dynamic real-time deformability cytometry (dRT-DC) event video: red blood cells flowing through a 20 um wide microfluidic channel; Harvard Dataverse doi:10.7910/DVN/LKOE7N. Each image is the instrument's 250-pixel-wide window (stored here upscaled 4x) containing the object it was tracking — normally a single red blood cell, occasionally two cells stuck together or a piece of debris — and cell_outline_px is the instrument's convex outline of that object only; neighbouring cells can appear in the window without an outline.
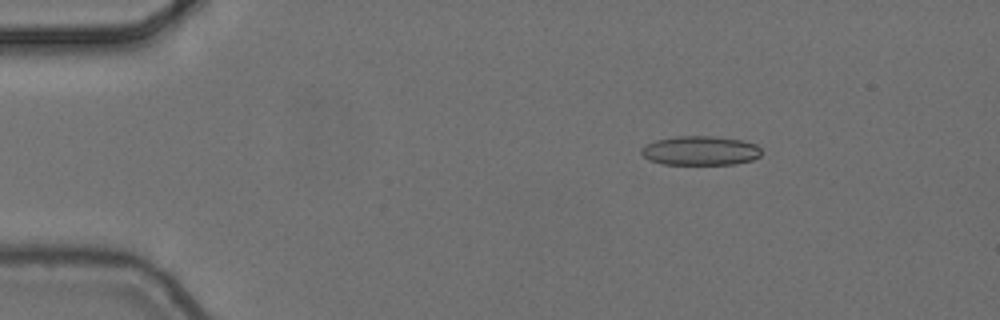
{"species": "common noctule bat (a hibernating species)", "species_latin": "Nyctalus noctula", "temperature_condition": "cold", "stored_images_in_passage": 3, "camera_frame_rate_fps": 3000, "um_per_image_px": 0.085, "animal": {"sex": "female", "body_mass_g": 24.6, "forearm_length_mm": 56.2}, "frame": {"image": 1, "passage_image": 1, "time_ms": 0.0, "image_size_px": [1000, 320], "cell_outline_px": [[760, 156], [752, 160], [736, 164], [664, 164], [648, 160], [640, 152], [640, 148], [656, 140], [676, 136], [716, 136], [740, 140], [756, 144], [760, 148]], "centroid_in_image_um": [59.52, 12.8], "position_along_channel_um": 25.5, "area_um2": 20.46}}
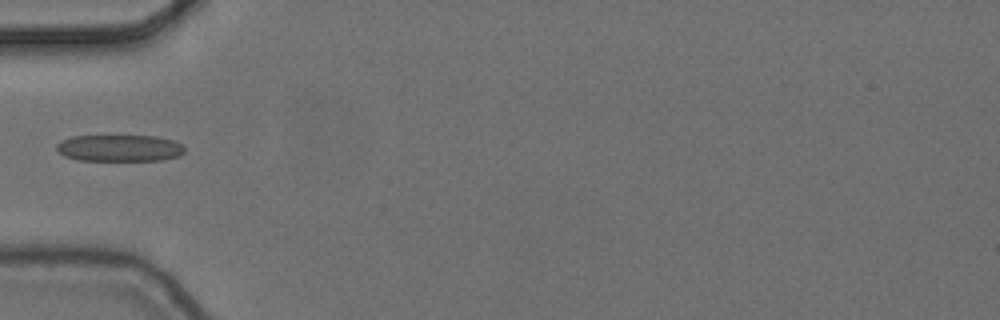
{"frame": {"image": 2, "passage_image": 3, "time_ms": 0.667, "image_size_px": [1000, 320], "cell_outline_px": [[184, 152], [180, 156], [164, 160], [80, 160], [64, 156], [56, 148], [56, 144], [60, 140], [72, 136], [156, 136], [172, 140], [180, 144], [184, 148]], "centroid_in_image_um": [10.15, 12.58], "position_along_channel_um": 74.8, "area_um2": 19.88}}